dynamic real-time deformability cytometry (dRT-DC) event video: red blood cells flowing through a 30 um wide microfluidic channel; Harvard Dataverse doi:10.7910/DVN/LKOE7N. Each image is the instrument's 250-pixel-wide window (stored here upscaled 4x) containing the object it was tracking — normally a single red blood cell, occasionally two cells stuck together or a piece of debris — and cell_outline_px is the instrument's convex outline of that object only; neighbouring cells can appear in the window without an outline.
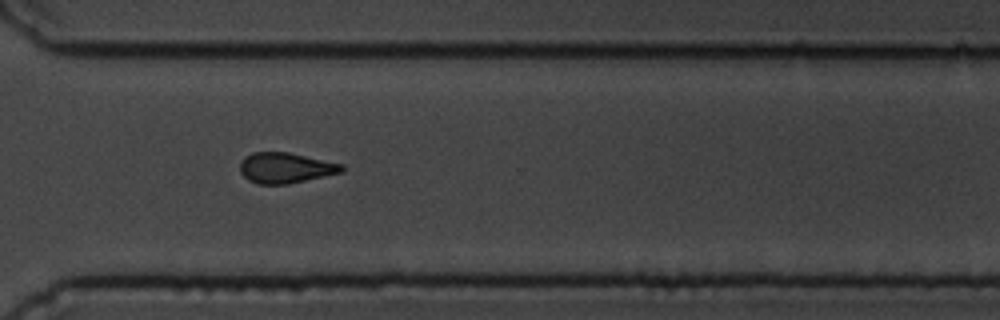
{"species": "common noctule bat (a hibernating species)", "species_latin": "Nyctalus noctula", "temperature_condition": "cold", "stored_images_in_passage": 15, "camera_frame_rate_fps": 3000, "um_per_image_px": 0.085, "animal": {"sex": "male", "body_mass_g": 19.5, "forearm_length_mm": 54.6}, "frame": {"image": 1, "passage_image": 11, "time_ms": 12.0, "image_size_px": [1000, 320], "cell_outline_px": [[344, 172], [288, 184], [256, 184], [248, 180], [240, 172], [240, 164], [244, 156], [252, 152], [288, 152], [344, 164]], "centroid_in_image_um": [24.27, 14.27], "position_along_channel_um": 346.3, "area_um2": 18.26}, "authors_computed_cell_mechanics": {"area_um2": 19.941, "velocity_mm_per_s": 3.7165, "shape_relaxation_time_tau1_ms": 5.356, "shape_relaxation_time_tau2_ms": 9.2092, "deformation_change_tau1": 0.1035, "deformation_change_tau2": 0.1541}}